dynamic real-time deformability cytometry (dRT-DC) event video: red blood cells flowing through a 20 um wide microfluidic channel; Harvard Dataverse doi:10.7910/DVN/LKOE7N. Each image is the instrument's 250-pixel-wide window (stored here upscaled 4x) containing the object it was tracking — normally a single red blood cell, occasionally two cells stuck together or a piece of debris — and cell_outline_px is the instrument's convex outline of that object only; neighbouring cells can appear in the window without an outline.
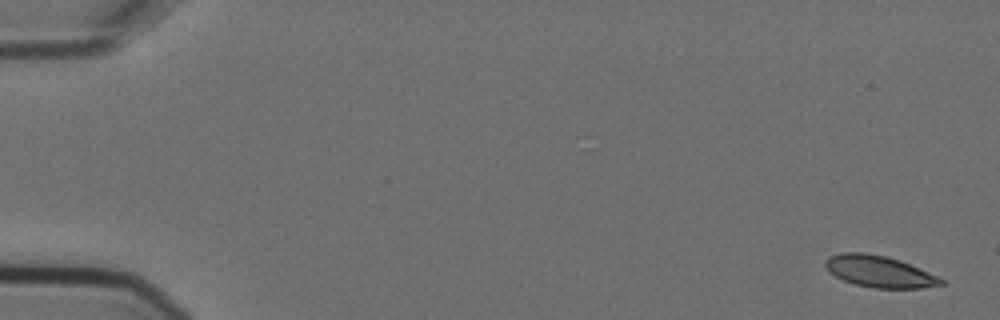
{"species": "Egyptian fruit bat (a non-hibernating species)", "species_latin": "Rousettus aegyptiacus", "temperature_condition": "cold", "stored_images_in_passage": 6, "camera_frame_rate_fps": 3000, "um_per_image_px": 0.085, "animal": {"sex": "female"}, "frame": {"image": 1, "passage_image": 1, "time_ms": 0.0, "image_size_px": [1000, 320], "cell_outline_px": [[944, 284], [920, 288], [872, 288], [856, 284], [844, 280], [836, 276], [824, 264], [824, 260], [828, 256], [840, 252], [864, 252], [884, 256], [900, 260], [936, 276], [944, 280]], "centroid_in_image_um": [74.71, 23.07], "position_along_channel_um": 10.3, "area_um2": 20.98}}
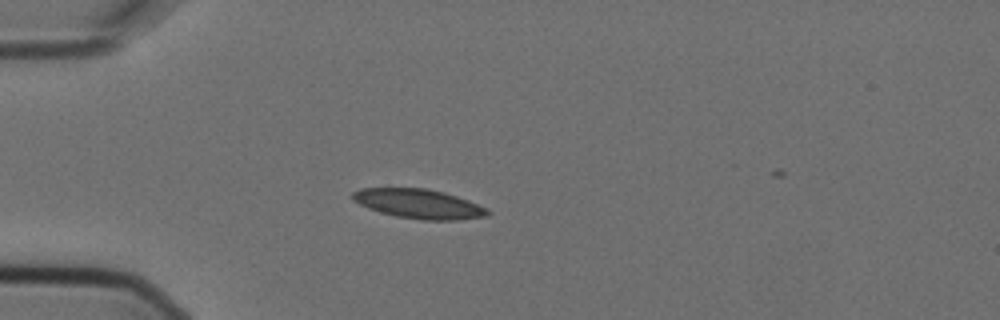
{"frame": {"image": 2, "passage_image": 5, "time_ms": 1.333, "image_size_px": [1000, 320], "cell_outline_px": [[492, 212], [488, 216], [460, 220], [420, 220], [396, 216], [380, 212], [368, 208], [352, 200], [352, 192], [360, 188], [424, 188], [444, 192], [468, 200], [488, 208]], "centroid_in_image_um": [35.62, 17.33], "position_along_channel_um": 49.4, "area_um2": 23.29}}